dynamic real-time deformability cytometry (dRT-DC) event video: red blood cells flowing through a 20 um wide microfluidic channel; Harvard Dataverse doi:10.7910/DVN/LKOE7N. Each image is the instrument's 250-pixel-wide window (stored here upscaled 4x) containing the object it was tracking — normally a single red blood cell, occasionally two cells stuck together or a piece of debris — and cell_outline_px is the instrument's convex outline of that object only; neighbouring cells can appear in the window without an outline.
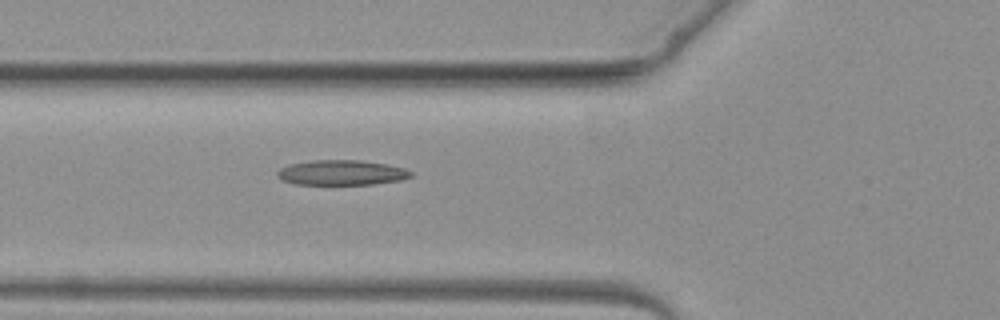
{"species": "common noctule bat (a hibernating species)", "species_latin": "Nyctalus noctula", "temperature_condition": "warm", "stored_images_in_passage": 3, "camera_frame_rate_fps": 3000, "um_per_image_px": 0.085, "animal": {"sex": "female", "body_mass_g": 19.3, "forearm_length_mm": 54.1}, "frame": {"image": 1, "passage_image": 2, "time_ms": 1.0, "image_size_px": [1000, 320], "cell_outline_px": [[412, 176], [400, 180], [372, 184], [296, 184], [284, 180], [276, 176], [276, 172], [280, 168], [288, 164], [312, 160], [360, 160], [388, 164], [404, 168], [412, 172]], "centroid_in_image_um": [29.02, 14.66], "position_along_channel_um": 96.8, "area_um2": 19.48}}